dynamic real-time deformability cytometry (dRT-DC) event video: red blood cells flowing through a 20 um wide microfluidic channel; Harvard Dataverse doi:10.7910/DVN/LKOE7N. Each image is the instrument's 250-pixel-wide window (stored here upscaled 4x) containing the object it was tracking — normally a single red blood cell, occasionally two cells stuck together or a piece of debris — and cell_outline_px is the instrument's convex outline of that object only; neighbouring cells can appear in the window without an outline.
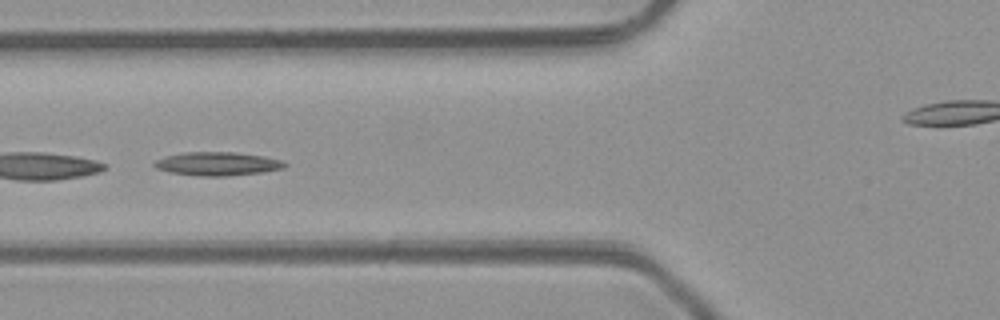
{"species": "common noctule bat (a hibernating species)", "species_latin": "Nyctalus noctula", "temperature_condition": "room temperature", "stored_images_in_passage": 7, "camera_frame_rate_fps": 3000, "um_per_image_px": 0.085, "animal": {"sex": "male", "body_mass_g": 23.1, "forearm_length_mm": 52.7}, "frame": {"image": 1, "passage_image": 6, "time_ms": 5.667, "image_size_px": [1000, 320], "cell_outline_px": [[288, 164], [284, 168], [264, 172], [228, 176], [200, 176], [172, 172], [156, 168], [152, 164], [156, 160], [168, 156], [184, 152], [236, 152], [264, 156], [284, 160]], "centroid_in_image_um": [18.56, 13.92], "position_along_channel_um": 107.2, "area_um2": 17.92}}